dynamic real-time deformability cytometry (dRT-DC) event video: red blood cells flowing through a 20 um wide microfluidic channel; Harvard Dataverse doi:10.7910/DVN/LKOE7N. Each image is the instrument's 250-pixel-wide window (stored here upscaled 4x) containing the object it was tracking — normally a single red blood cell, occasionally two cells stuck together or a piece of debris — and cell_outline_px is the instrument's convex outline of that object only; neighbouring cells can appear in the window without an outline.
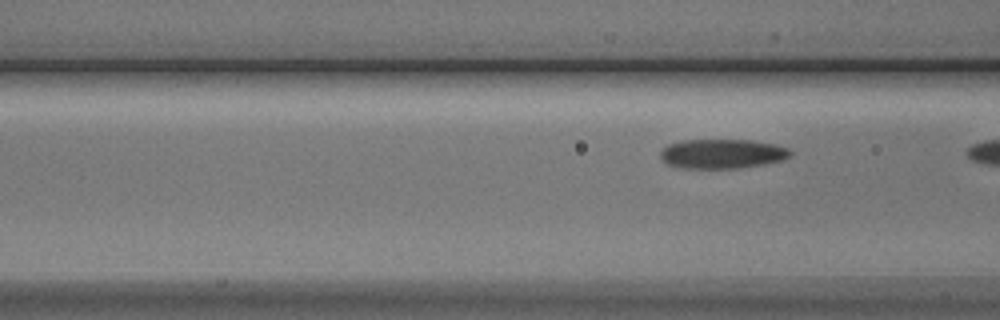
{"species": "Egyptian fruit bat (a non-hibernating species)", "species_latin": "Rousettus aegyptiacus", "temperature_condition": "cold", "stored_images_in_passage": 7, "camera_frame_rate_fps": 3000, "um_per_image_px": 0.085, "animal": {"sex": "male"}, "frame": {"image": 1, "passage_image": 7, "time_ms": 8.0, "image_size_px": [1000, 320], "cell_outline_px": [[792, 152], [784, 160], [764, 164], [736, 168], [684, 168], [668, 164], [660, 160], [660, 148], [668, 144], [684, 140], [752, 140], [776, 144], [788, 148]], "centroid_in_image_um": [61.36, 13.06], "position_along_channel_um": 105.2, "area_um2": 22.43}}